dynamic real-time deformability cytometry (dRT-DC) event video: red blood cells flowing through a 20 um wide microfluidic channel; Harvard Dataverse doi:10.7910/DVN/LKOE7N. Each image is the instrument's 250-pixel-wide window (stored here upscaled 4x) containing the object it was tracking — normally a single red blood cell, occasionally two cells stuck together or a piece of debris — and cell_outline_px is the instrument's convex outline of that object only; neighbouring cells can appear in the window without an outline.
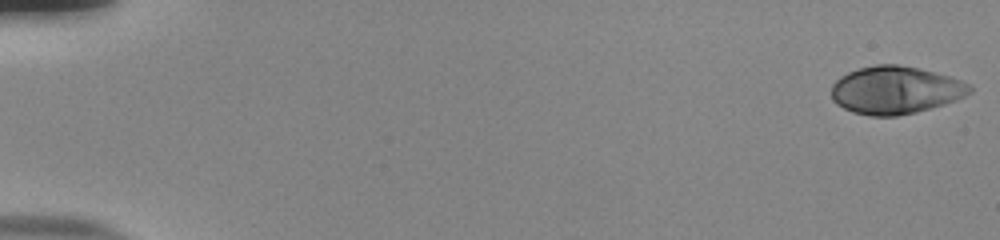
{"species": "human", "species_latin": "Homo sapiens", "temperature_condition": "room temperature", "stored_images_in_passage": 55, "camera_frame_rate_fps": 3000, "um_per_image_px": 0.085, "donor": {"sex": "male"}, "frame": {"image": 1, "passage_image": 1, "time_ms": 0.0, "image_size_px": [1000, 240], "cell_outline_px": [[972, 92], [956, 100], [944, 104], [916, 112], [896, 116], [868, 116], [852, 112], [836, 104], [832, 100], [832, 84], [840, 76], [848, 72], [860, 68], [876, 64], [896, 64], [920, 68], [952, 76], [968, 84], [972, 88]], "centroid_in_image_um": [76.11, 7.65], "position_along_channel_um": 8.9, "area_um2": 38.67}}
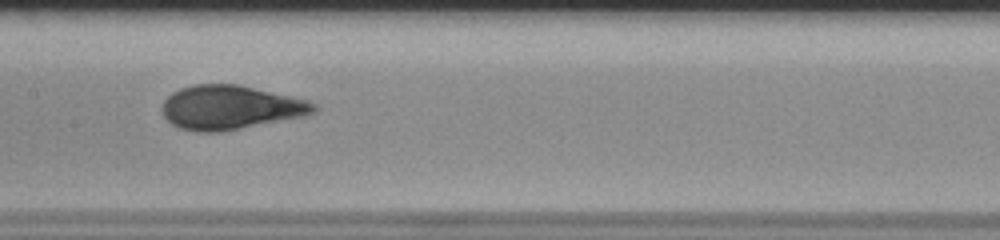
{"frame": {"image": 2, "passage_image": 29, "time_ms": 9.333, "image_size_px": [1000, 240], "cell_outline_px": [[320, 108], [316, 112], [304, 116], [220, 132], [196, 132], [180, 128], [172, 124], [164, 116], [160, 108], [164, 100], [172, 92], [180, 88], [192, 84], [236, 84], [308, 100], [316, 104]], "centroid_in_image_um": [19.56, 9.13], "position_along_channel_um": 187.8, "area_um2": 38.96}}
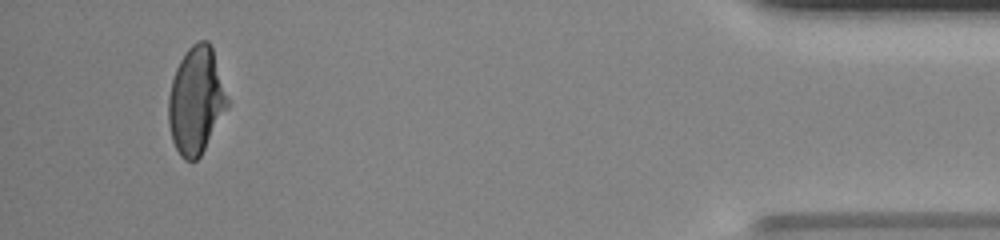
{"frame": {"image": 3, "passage_image": 52, "time_ms": 17.0, "image_size_px": [1000, 240], "cell_outline_px": [[228, 108], [200, 156], [196, 160], [184, 160], [180, 156], [172, 140], [168, 124], [168, 96], [172, 80], [176, 68], [180, 60], [188, 48], [192, 44], [200, 40], [208, 40], [212, 48], [228, 100]], "centroid_in_image_um": [16.65, 8.56], "position_along_channel_um": 418.6, "area_um2": 36.53}, "authors_computed_cell_mechanics": {"area_um2": 37.7434, "velocity_mm_per_s": 3.8056, "shape_relaxation_time_tau1_ms": 5.7071, "shape_relaxation_time_tau2_ms": null, "deformation_change_tau1": 0.2406, "deformation_change_tau2": null}}